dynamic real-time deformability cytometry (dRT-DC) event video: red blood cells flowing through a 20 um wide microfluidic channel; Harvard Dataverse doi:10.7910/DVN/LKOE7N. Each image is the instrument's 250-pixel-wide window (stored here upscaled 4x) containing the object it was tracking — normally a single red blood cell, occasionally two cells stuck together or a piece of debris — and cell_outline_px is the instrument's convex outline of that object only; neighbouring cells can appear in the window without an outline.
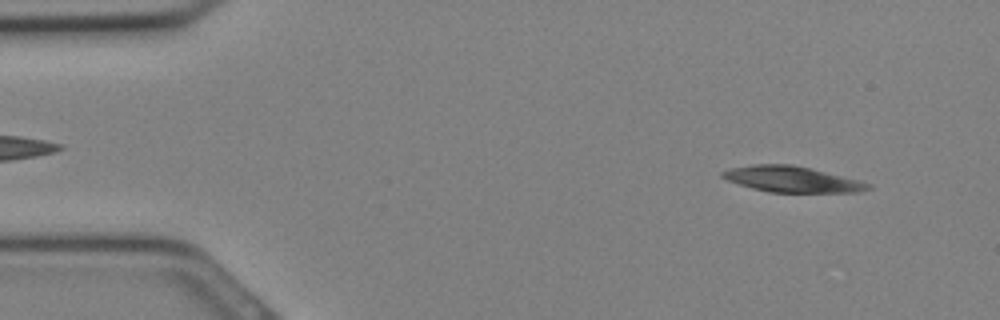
{"species": "Egyptian fruit bat (a non-hibernating species)", "species_latin": "Rousettus aegyptiacus", "temperature_condition": "cold", "stored_images_in_passage": 10, "camera_frame_rate_fps": 3000, "um_per_image_px": 0.085, "animal": {"sex": "female"}, "frame": {"image": 1, "passage_image": 2, "time_ms": 0.333, "image_size_px": [1000, 320], "cell_outline_px": [[872, 188], [860, 192], [768, 192], [752, 188], [728, 180], [720, 176], [720, 172], [732, 168], [752, 164], [792, 164], [812, 168], [860, 180], [872, 184]], "centroid_in_image_um": [67.36, 15.23], "position_along_channel_um": 17.6, "area_um2": 22.02}}
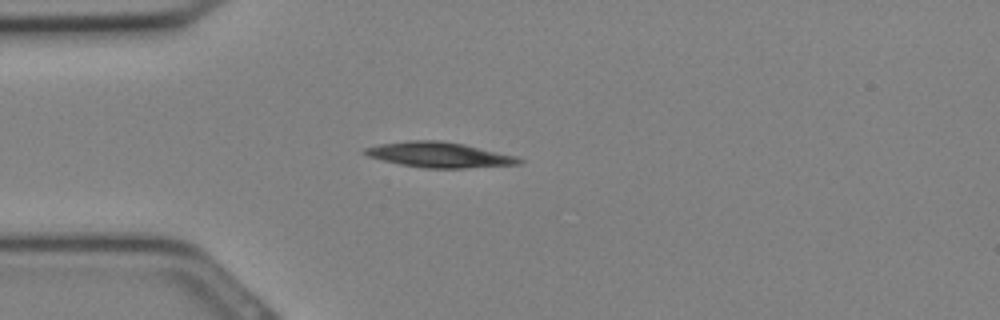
{"frame": {"image": 2, "passage_image": 7, "time_ms": 2.0, "image_size_px": [1000, 320], "cell_outline_px": [[524, 160], [520, 164], [468, 168], [424, 168], [400, 164], [368, 156], [360, 152], [364, 148], [380, 144], [408, 140], [440, 140], [464, 144], [516, 156]], "centroid_in_image_um": [37.33, 13.15], "position_along_channel_um": 47.7, "area_um2": 22.72}}
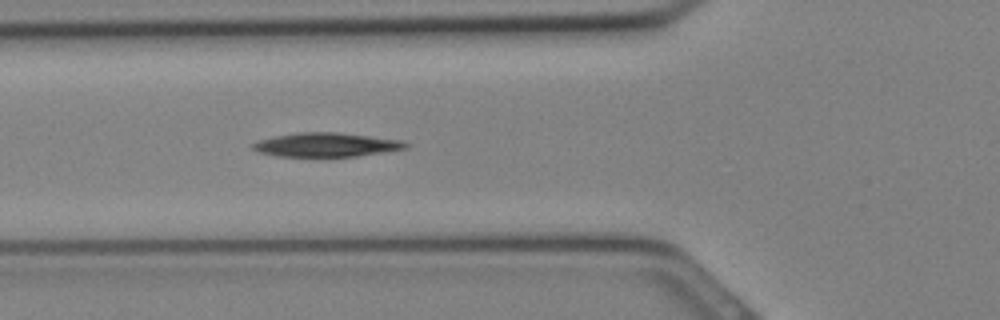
{"frame": {"image": 3, "passage_image": 10, "time_ms": 3.0, "image_size_px": [1000, 320], "cell_outline_px": [[412, 144], [408, 148], [356, 156], [276, 156], [260, 152], [252, 148], [252, 144], [256, 140], [272, 136], [296, 132], [336, 132], [404, 140]], "centroid_in_image_um": [27.74, 12.29], "position_along_channel_um": 98.1, "area_um2": 21.5}}